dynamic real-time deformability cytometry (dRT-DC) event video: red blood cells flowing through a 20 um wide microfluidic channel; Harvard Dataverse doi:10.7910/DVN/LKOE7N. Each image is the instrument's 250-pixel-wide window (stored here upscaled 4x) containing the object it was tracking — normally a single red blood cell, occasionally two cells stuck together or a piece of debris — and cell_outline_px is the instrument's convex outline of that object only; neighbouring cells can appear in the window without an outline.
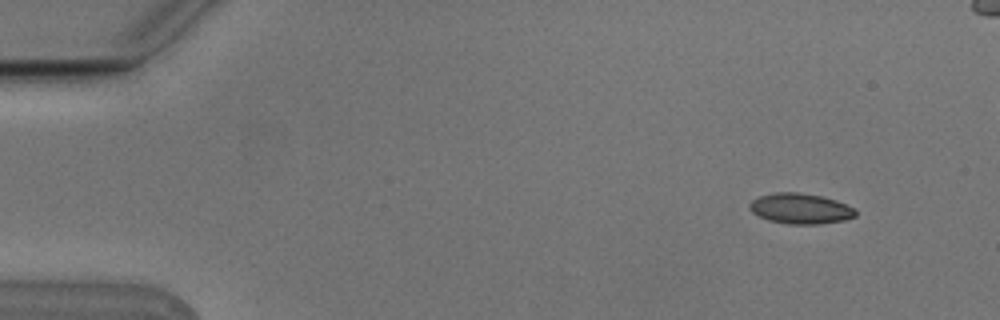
{"species": "Egyptian fruit bat (a non-hibernating species)", "species_latin": "Rousettus aegyptiacus", "temperature_condition": "cold", "stored_images_in_passage": 5, "camera_frame_rate_fps": 3000, "um_per_image_px": 0.085, "animal": {"sex": "male"}, "frame": {"image": 1, "passage_image": 1, "time_ms": 0.0, "image_size_px": [1000, 320], "cell_outline_px": [[856, 216], [844, 220], [820, 224], [788, 224], [768, 220], [752, 212], [748, 208], [748, 204], [752, 200], [760, 196], [776, 192], [796, 192], [820, 196], [836, 200], [856, 208]], "centroid_in_image_um": [68.04, 17.73], "position_along_channel_um": 17.0, "area_um2": 18.84}}